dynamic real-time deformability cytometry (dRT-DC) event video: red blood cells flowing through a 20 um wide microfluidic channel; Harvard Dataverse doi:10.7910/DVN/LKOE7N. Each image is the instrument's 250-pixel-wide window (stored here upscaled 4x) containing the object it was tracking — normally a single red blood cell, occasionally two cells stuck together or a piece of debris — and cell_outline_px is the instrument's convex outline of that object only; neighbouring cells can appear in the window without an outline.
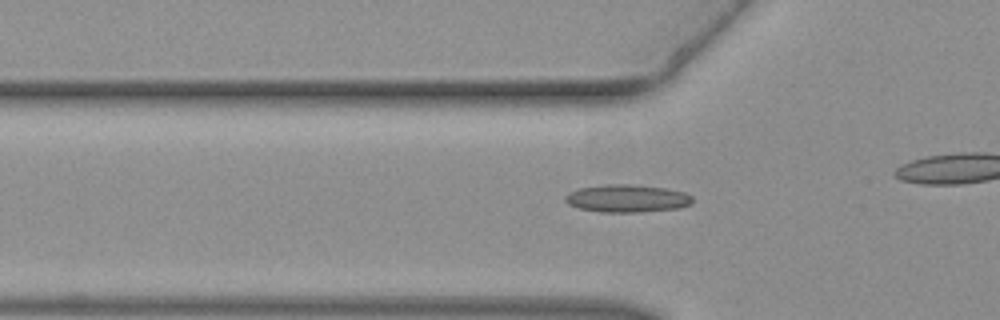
{"species": "common noctule bat (a hibernating species)", "species_latin": "Nyctalus noctula", "temperature_condition": "warm", "stored_images_in_passage": 28, "camera_frame_rate_fps": 3000, "um_per_image_px": 0.085, "animal": {"sex": "female", "body_mass_g": 19.3, "forearm_length_mm": 54.1}, "frame": {"image": 1, "passage_image": 6, "time_ms": 1.667, "image_size_px": [1000, 320], "cell_outline_px": [[692, 204], [680, 208], [640, 212], [600, 212], [576, 208], [568, 204], [564, 200], [564, 196], [568, 192], [580, 188], [604, 184], [632, 184], [664, 188], [684, 192], [692, 196]], "centroid_in_image_um": [53.27, 16.87], "position_along_channel_um": 72.5, "area_um2": 20.75}}
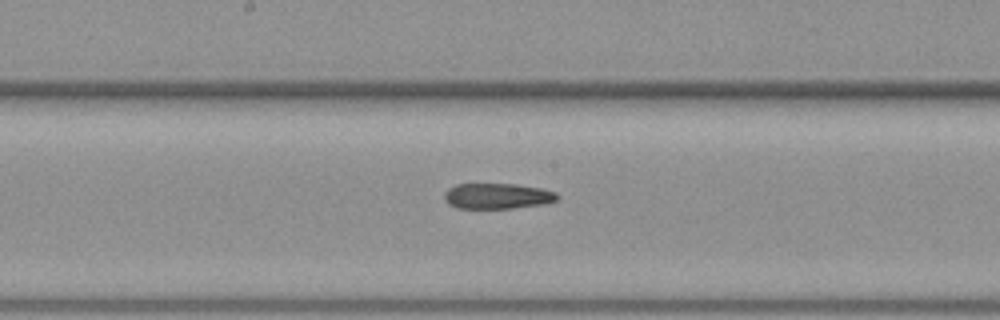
{"frame": {"image": 2, "passage_image": 15, "time_ms": 4.667, "image_size_px": [1000, 320], "cell_outline_px": [[560, 196], [556, 200], [544, 204], [512, 208], [456, 208], [448, 204], [444, 200], [444, 192], [448, 188], [456, 184], [516, 184], [540, 188], [556, 192]], "centroid_in_image_um": [42.25, 16.66], "position_along_channel_um": 206.0, "area_um2": 16.94}}
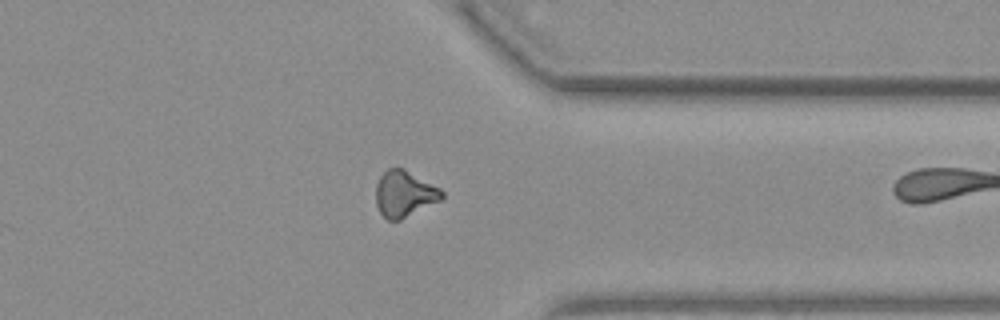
{"frame": {"image": 3, "passage_image": 27, "time_ms": 8.667, "image_size_px": [1000, 320], "cell_outline_px": [[444, 196], [440, 200], [400, 220], [388, 220], [380, 212], [376, 204], [376, 184], [380, 176], [388, 168], [404, 168], [440, 188], [444, 192]], "centroid_in_image_um": [34.36, 16.46], "position_along_channel_um": 377.0, "area_um2": 17.63}}